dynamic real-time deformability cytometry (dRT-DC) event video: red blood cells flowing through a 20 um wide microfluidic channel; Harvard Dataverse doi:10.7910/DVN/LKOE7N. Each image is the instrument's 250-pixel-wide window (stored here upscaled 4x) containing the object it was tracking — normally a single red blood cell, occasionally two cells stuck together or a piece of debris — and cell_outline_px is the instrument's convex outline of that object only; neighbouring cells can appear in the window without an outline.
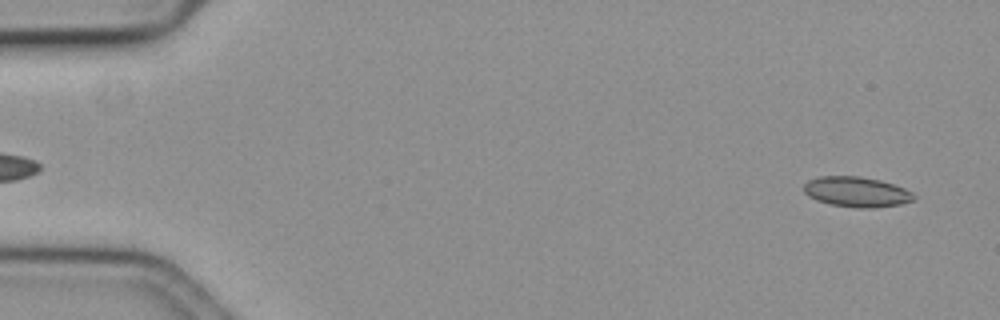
{"species": "common noctule bat (a hibernating species)", "species_latin": "Nyctalus noctula", "temperature_condition": "cold", "stored_images_in_passage": 58, "camera_frame_rate_fps": 3000, "um_per_image_px": 0.085, "animal": {"sex": "female", "body_mass_g": 19.3, "forearm_length_mm": 54.1}, "frame": {"image": 1, "passage_image": 3, "time_ms": 0.667, "image_size_px": [1000, 320], "cell_outline_px": [[916, 200], [900, 204], [876, 208], [856, 208], [828, 204], [816, 200], [808, 196], [804, 192], [804, 184], [808, 180], [820, 176], [860, 176], [880, 180], [904, 188], [912, 192], [916, 196]], "centroid_in_image_um": [72.81, 16.32], "position_along_channel_um": 12.2, "area_um2": 19.59}}
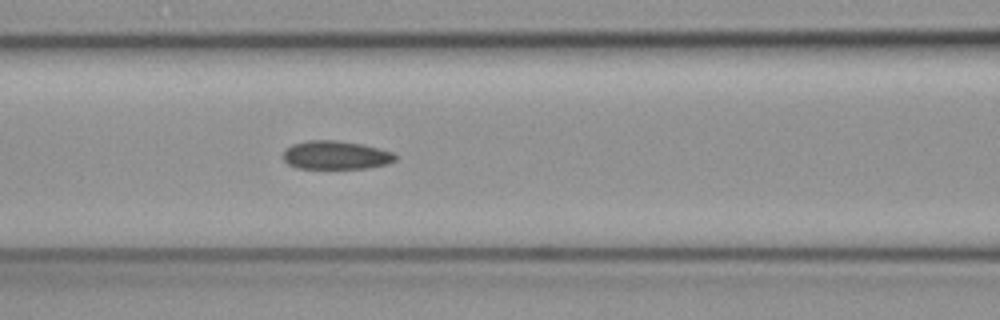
{"frame": {"image": 2, "passage_image": 25, "time_ms": 8.0, "image_size_px": [1000, 320], "cell_outline_px": [[396, 160], [388, 164], [368, 168], [296, 168], [288, 164], [284, 160], [284, 148], [292, 144], [308, 140], [336, 140], [364, 144], [392, 152], [396, 156]], "centroid_in_image_um": [28.54, 13.18], "position_along_channel_um": 138.1, "area_um2": 18.73}}
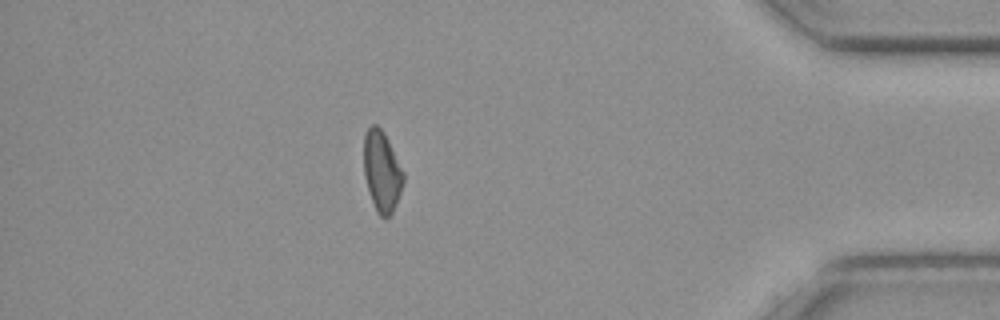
{"frame": {"image": 3, "passage_image": 51, "time_ms": 16.667, "image_size_px": [1000, 320], "cell_outline_px": [[404, 184], [392, 212], [384, 220], [376, 212], [364, 176], [364, 136], [368, 128], [372, 124], [376, 124], [384, 132], [404, 172]], "centroid_in_image_um": [32.46, 14.57], "position_along_channel_um": 402.7, "area_um2": 18.55}, "authors_computed_cell_mechanics": {"area_um2": 19.1896, "velocity_mm_per_s": 3.5712, "shape_relaxation_time_tau1_ms": null, "shape_relaxation_time_tau2_ms": 5.1987, "deformation_change_tau1": null, "deformation_change_tau2": 0.0949}}